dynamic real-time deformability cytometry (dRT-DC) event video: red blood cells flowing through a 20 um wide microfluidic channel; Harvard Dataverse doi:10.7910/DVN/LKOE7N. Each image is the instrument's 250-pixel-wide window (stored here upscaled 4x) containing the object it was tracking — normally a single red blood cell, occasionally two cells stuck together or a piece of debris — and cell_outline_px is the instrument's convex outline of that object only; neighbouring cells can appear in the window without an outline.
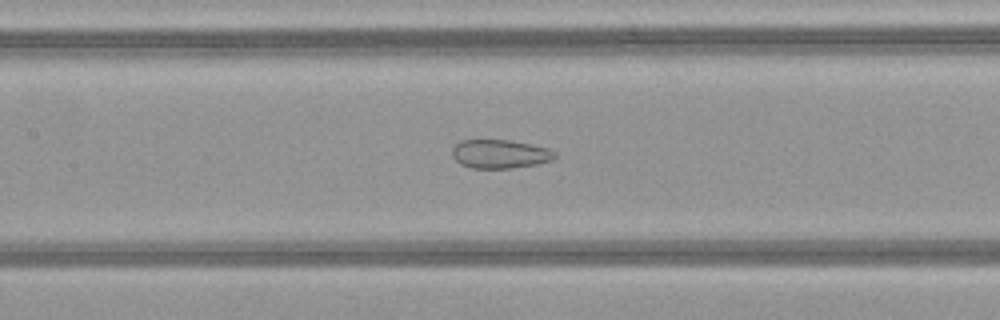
{"species": "common noctule bat (a hibernating species)", "species_latin": "Nyctalus noctula", "temperature_condition": "warm", "stored_images_in_passage": 49, "camera_frame_rate_fps": 3000, "um_per_image_px": 0.085, "animal": {"sex": "female", "body_mass_g": 21.9}, "frame": {"image": 1, "passage_image": 23, "time_ms": 7.333, "image_size_px": [1000, 320], "cell_outline_px": [[556, 156], [552, 160], [536, 164], [512, 168], [472, 168], [460, 164], [452, 156], [452, 148], [460, 140], [508, 140], [548, 148], [556, 152]], "centroid_in_image_um": [42.47, 13.09], "position_along_channel_um": 164.9, "area_um2": 17.11}}
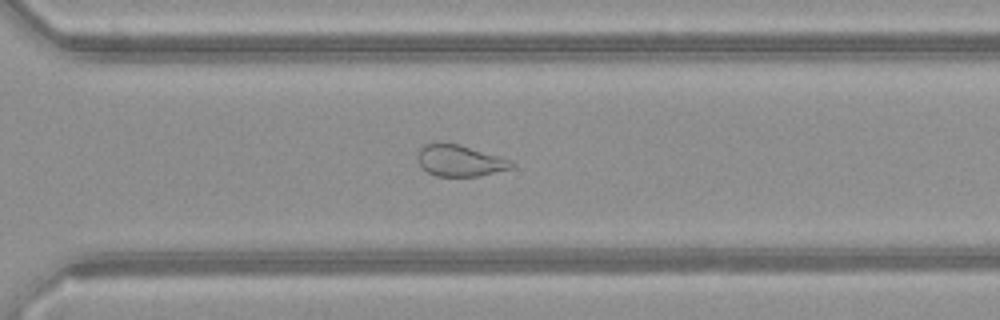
{"frame": {"image": 2, "passage_image": 35, "time_ms": 11.333, "image_size_px": [1000, 320], "cell_outline_px": [[516, 164], [512, 168], [480, 176], [436, 176], [428, 172], [420, 164], [416, 156], [416, 152], [424, 144], [460, 144], [500, 156], [512, 160]], "centroid_in_image_um": [39.12, 13.66], "position_along_channel_um": 331.5, "area_um2": 17.17}}
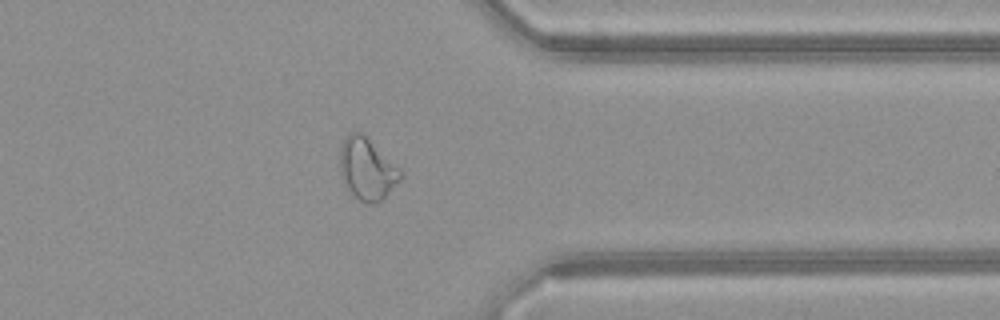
{"frame": {"image": 3, "passage_image": 39, "time_ms": 12.667, "image_size_px": [1000, 320], "cell_outline_px": [[404, 176], [380, 200], [372, 204], [364, 204], [348, 188], [340, 172], [340, 148], [344, 140], [352, 132], [360, 132], [400, 168], [404, 172]], "centroid_in_image_um": [31.22, 14.37], "position_along_channel_um": 380.2, "area_um2": 21.21}, "authors_computed_cell_mechanics": {"area_um2": 23.0622, "velocity_mm_per_s": 4.1838, "shape_relaxation_time_tau1_ms": null, "shape_relaxation_time_tau2_ms": 1.5095, "deformation_change_tau1": null, "deformation_change_tau2": 0.0849}}